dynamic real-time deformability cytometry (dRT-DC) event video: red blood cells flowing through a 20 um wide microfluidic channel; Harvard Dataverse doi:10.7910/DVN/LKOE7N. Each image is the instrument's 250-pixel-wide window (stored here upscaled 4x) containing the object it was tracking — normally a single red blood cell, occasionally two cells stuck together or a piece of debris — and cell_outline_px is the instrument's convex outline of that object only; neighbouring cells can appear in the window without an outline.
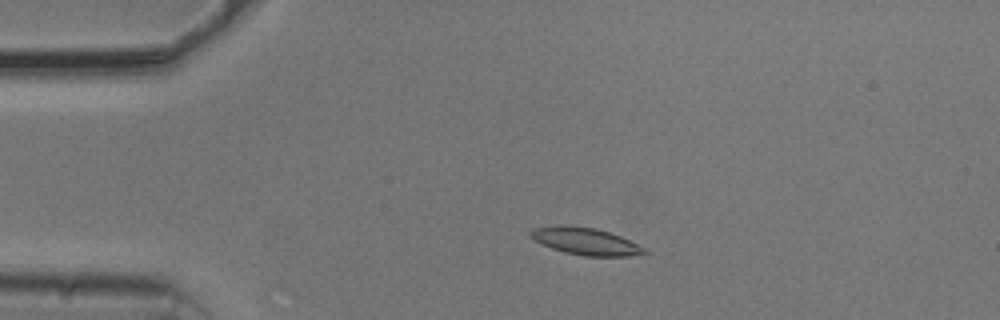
{"species": "common noctule bat (a hibernating species)", "species_latin": "Nyctalus noctula", "temperature_condition": "cold", "stored_images_in_passage": 30, "camera_frame_rate_fps": 3000, "um_per_image_px": 0.085, "animal": {"sex": "male", "body_mass_g": 20.5, "forearm_length_mm": 52.5}, "frame": {"image": 1, "passage_image": 1, "time_ms": 0.0, "image_size_px": [1000, 320], "cell_outline_px": [[652, 252], [632, 256], [584, 256], [564, 252], [552, 248], [528, 236], [528, 232], [536, 228], [560, 224], [596, 228], [620, 236]], "centroid_in_image_um": [49.78, 20.51], "position_along_channel_um": 35.2, "area_um2": 17.92}}
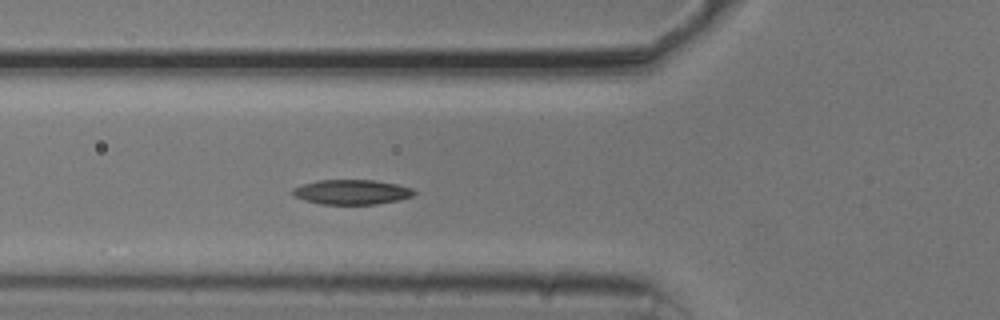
{"frame": {"image": 2, "passage_image": 9, "time_ms": 2.667, "image_size_px": [1000, 320], "cell_outline_px": [[416, 192], [412, 196], [400, 200], [376, 204], [320, 204], [304, 200], [292, 196], [292, 188], [316, 180], [376, 180], [396, 184], [412, 188]], "centroid_in_image_um": [29.88, 16.32], "position_along_channel_um": 95.9, "area_um2": 17.63}}
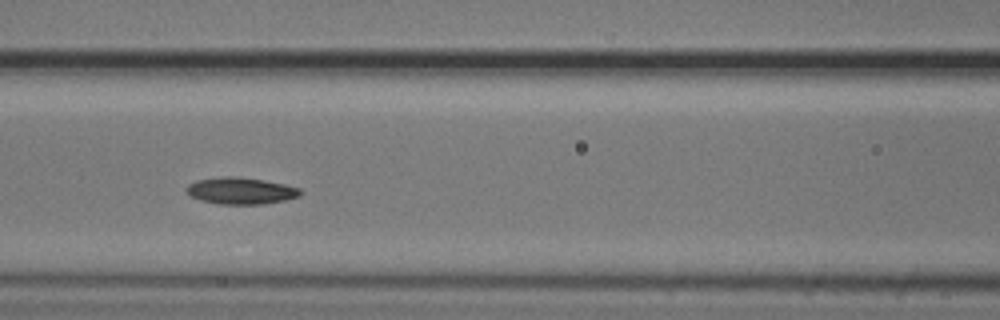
{"frame": {"image": 3, "passage_image": 13, "time_ms": 4.0, "image_size_px": [1000, 320], "cell_outline_px": [[304, 192], [300, 196], [284, 200], [264, 204], [220, 204], [200, 200], [184, 192], [184, 188], [188, 184], [196, 180], [220, 176], [236, 176], [284, 184], [300, 188]], "centroid_in_image_um": [20.43, 16.21], "position_along_channel_um": 146.2, "area_um2": 17.86}}